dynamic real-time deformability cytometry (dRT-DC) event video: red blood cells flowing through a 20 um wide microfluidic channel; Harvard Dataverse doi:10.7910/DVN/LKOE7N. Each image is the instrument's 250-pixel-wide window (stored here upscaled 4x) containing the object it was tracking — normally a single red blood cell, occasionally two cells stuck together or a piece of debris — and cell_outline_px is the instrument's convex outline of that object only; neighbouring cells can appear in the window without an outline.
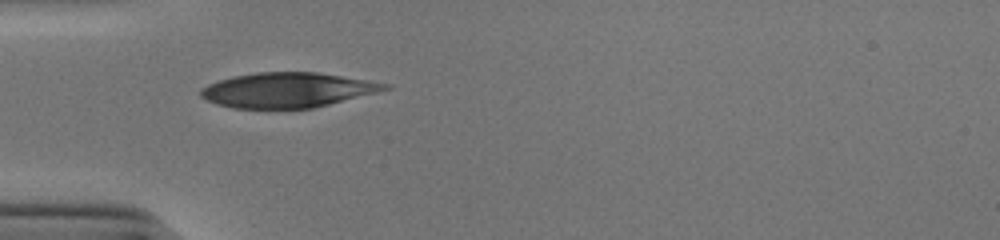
{"species": "human", "species_latin": "Homo sapiens", "temperature_condition": "cold", "stored_images_in_passage": 28, "camera_frame_rate_fps": 3000, "um_per_image_px": 0.085, "donor": {"sex": "male"}, "frame": {"image": 1, "passage_image": 1, "time_ms": 0.0, "image_size_px": [1000, 240], "cell_outline_px": [[392, 88], [312, 108], [232, 108], [216, 104], [200, 96], [200, 88], [208, 84], [232, 76], [256, 72], [316, 72], [368, 80], [392, 84]], "centroid_in_image_um": [24.41, 7.64], "position_along_channel_um": 60.6, "area_um2": 37.22}}
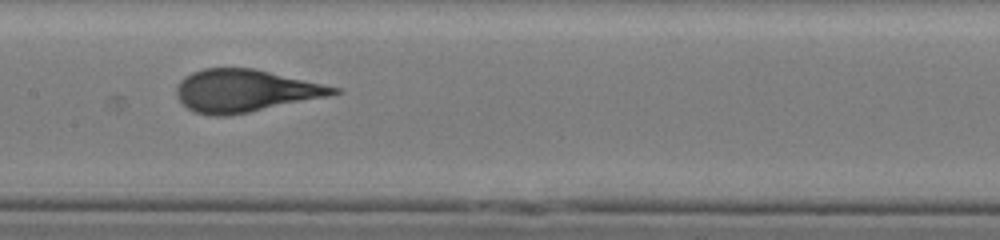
{"frame": {"image": 2, "passage_image": 11, "time_ms": 3.333, "image_size_px": [1000, 240], "cell_outline_px": [[344, 92], [328, 96], [228, 116], [212, 116], [196, 112], [188, 108], [180, 100], [176, 92], [176, 88], [180, 80], [184, 76], [192, 72], [204, 68], [252, 68], [340, 88]], "centroid_in_image_um": [20.81, 7.71], "position_along_channel_um": 186.6, "area_um2": 38.38}}
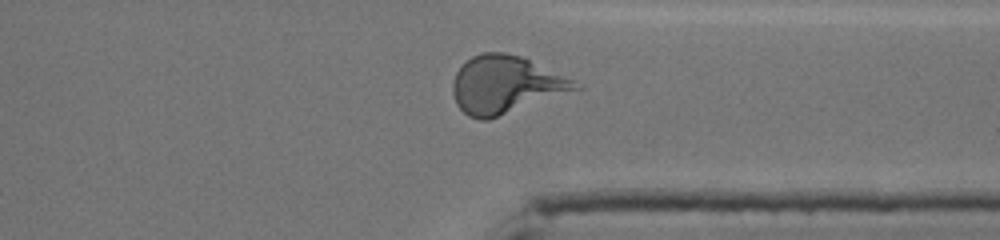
{"frame": {"image": 3, "passage_image": 25, "time_ms": 8.0, "image_size_px": [1000, 240], "cell_outline_px": [[584, 88], [488, 120], [480, 120], [468, 116], [456, 104], [452, 92], [452, 84], [456, 72], [472, 56], [484, 52], [504, 52], [520, 56], [584, 84]], "centroid_in_image_um": [43.0, 7.22], "position_along_channel_um": 368.4, "area_um2": 41.21}, "authors_computed_cell_mechanics": {"area_um2": 38.8127, "velocity_mm_per_s": 3.8983, "shape_relaxation_time_tau1_ms": 3.6491, "shape_relaxation_time_tau2_ms": null, "deformation_change_tau1": 0.1879, "deformation_change_tau2": null}}